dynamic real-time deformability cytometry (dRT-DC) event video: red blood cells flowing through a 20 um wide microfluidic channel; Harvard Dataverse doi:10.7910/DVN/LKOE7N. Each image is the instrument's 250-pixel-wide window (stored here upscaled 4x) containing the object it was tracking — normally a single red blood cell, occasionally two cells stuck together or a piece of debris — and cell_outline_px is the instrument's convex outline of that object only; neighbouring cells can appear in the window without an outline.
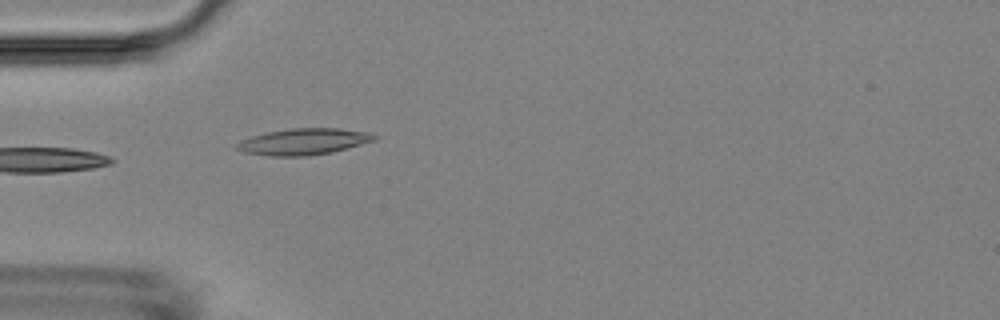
{"species": "Egyptian fruit bat (a non-hibernating species)", "species_latin": "Rousettus aegyptiacus", "temperature_condition": "room temperature", "stored_images_in_passage": 6, "camera_frame_rate_fps": 3000, "um_per_image_px": 0.085, "animal": {"sex": "female"}, "frame": {"image": 1, "passage_image": 6, "time_ms": 5.667, "image_size_px": [1000, 320], "cell_outline_px": [[380, 136], [376, 140], [332, 152], [308, 156], [268, 156], [244, 152], [236, 148], [236, 144], [240, 140], [252, 136], [268, 132], [292, 128], [340, 128], [368, 132]], "centroid_in_image_um": [25.83, 12.04], "position_along_channel_um": 59.2, "area_um2": 21.15}}